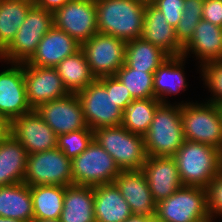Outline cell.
Returning <instances> with one entry per match:
<instances>
[{
  "instance_id": "11",
  "label": "cell",
  "mask_w": 222,
  "mask_h": 222,
  "mask_svg": "<svg viewBox=\"0 0 222 222\" xmlns=\"http://www.w3.org/2000/svg\"><path fill=\"white\" fill-rule=\"evenodd\" d=\"M127 42L119 38L96 33L81 44L91 73L96 79L115 76L125 63Z\"/></svg>"
},
{
  "instance_id": "39",
  "label": "cell",
  "mask_w": 222,
  "mask_h": 222,
  "mask_svg": "<svg viewBox=\"0 0 222 222\" xmlns=\"http://www.w3.org/2000/svg\"><path fill=\"white\" fill-rule=\"evenodd\" d=\"M112 97L123 111L134 100L130 91L116 76H112Z\"/></svg>"
},
{
  "instance_id": "26",
  "label": "cell",
  "mask_w": 222,
  "mask_h": 222,
  "mask_svg": "<svg viewBox=\"0 0 222 222\" xmlns=\"http://www.w3.org/2000/svg\"><path fill=\"white\" fill-rule=\"evenodd\" d=\"M0 216L25 222L34 220L29 185L22 182L0 187Z\"/></svg>"
},
{
  "instance_id": "42",
  "label": "cell",
  "mask_w": 222,
  "mask_h": 222,
  "mask_svg": "<svg viewBox=\"0 0 222 222\" xmlns=\"http://www.w3.org/2000/svg\"><path fill=\"white\" fill-rule=\"evenodd\" d=\"M10 133V122L0 113V140Z\"/></svg>"
},
{
  "instance_id": "45",
  "label": "cell",
  "mask_w": 222,
  "mask_h": 222,
  "mask_svg": "<svg viewBox=\"0 0 222 222\" xmlns=\"http://www.w3.org/2000/svg\"><path fill=\"white\" fill-rule=\"evenodd\" d=\"M0 222H25L18 219L4 218L0 216Z\"/></svg>"
},
{
  "instance_id": "27",
  "label": "cell",
  "mask_w": 222,
  "mask_h": 222,
  "mask_svg": "<svg viewBox=\"0 0 222 222\" xmlns=\"http://www.w3.org/2000/svg\"><path fill=\"white\" fill-rule=\"evenodd\" d=\"M55 69L70 94L84 90L88 84L96 80L81 49L63 59Z\"/></svg>"
},
{
  "instance_id": "19",
  "label": "cell",
  "mask_w": 222,
  "mask_h": 222,
  "mask_svg": "<svg viewBox=\"0 0 222 222\" xmlns=\"http://www.w3.org/2000/svg\"><path fill=\"white\" fill-rule=\"evenodd\" d=\"M81 45L63 30L53 26L39 42L36 52L26 63L43 68H55L63 59L75 54Z\"/></svg>"
},
{
  "instance_id": "34",
  "label": "cell",
  "mask_w": 222,
  "mask_h": 222,
  "mask_svg": "<svg viewBox=\"0 0 222 222\" xmlns=\"http://www.w3.org/2000/svg\"><path fill=\"white\" fill-rule=\"evenodd\" d=\"M198 69L205 88L212 94L206 102L222 106V60L205 63Z\"/></svg>"
},
{
  "instance_id": "4",
  "label": "cell",
  "mask_w": 222,
  "mask_h": 222,
  "mask_svg": "<svg viewBox=\"0 0 222 222\" xmlns=\"http://www.w3.org/2000/svg\"><path fill=\"white\" fill-rule=\"evenodd\" d=\"M76 95L91 130L122 124L123 110L118 107L112 97V76L96 79Z\"/></svg>"
},
{
  "instance_id": "35",
  "label": "cell",
  "mask_w": 222,
  "mask_h": 222,
  "mask_svg": "<svg viewBox=\"0 0 222 222\" xmlns=\"http://www.w3.org/2000/svg\"><path fill=\"white\" fill-rule=\"evenodd\" d=\"M207 208L211 221L222 218V169L206 187Z\"/></svg>"
},
{
  "instance_id": "3",
  "label": "cell",
  "mask_w": 222,
  "mask_h": 222,
  "mask_svg": "<svg viewBox=\"0 0 222 222\" xmlns=\"http://www.w3.org/2000/svg\"><path fill=\"white\" fill-rule=\"evenodd\" d=\"M143 137L148 156L172 157L185 141L181 104L161 103Z\"/></svg>"
},
{
  "instance_id": "32",
  "label": "cell",
  "mask_w": 222,
  "mask_h": 222,
  "mask_svg": "<svg viewBox=\"0 0 222 222\" xmlns=\"http://www.w3.org/2000/svg\"><path fill=\"white\" fill-rule=\"evenodd\" d=\"M115 76L126 86L134 99L154 98V73L132 69L124 63Z\"/></svg>"
},
{
  "instance_id": "33",
  "label": "cell",
  "mask_w": 222,
  "mask_h": 222,
  "mask_svg": "<svg viewBox=\"0 0 222 222\" xmlns=\"http://www.w3.org/2000/svg\"><path fill=\"white\" fill-rule=\"evenodd\" d=\"M94 139V131L90 128L59 134L57 148L71 160L85 151Z\"/></svg>"
},
{
  "instance_id": "31",
  "label": "cell",
  "mask_w": 222,
  "mask_h": 222,
  "mask_svg": "<svg viewBox=\"0 0 222 222\" xmlns=\"http://www.w3.org/2000/svg\"><path fill=\"white\" fill-rule=\"evenodd\" d=\"M160 104L157 98L134 99L123 111L121 125L134 134L144 136Z\"/></svg>"
},
{
  "instance_id": "14",
  "label": "cell",
  "mask_w": 222,
  "mask_h": 222,
  "mask_svg": "<svg viewBox=\"0 0 222 222\" xmlns=\"http://www.w3.org/2000/svg\"><path fill=\"white\" fill-rule=\"evenodd\" d=\"M35 110L57 136L89 128L76 94L43 103Z\"/></svg>"
},
{
  "instance_id": "25",
  "label": "cell",
  "mask_w": 222,
  "mask_h": 222,
  "mask_svg": "<svg viewBox=\"0 0 222 222\" xmlns=\"http://www.w3.org/2000/svg\"><path fill=\"white\" fill-rule=\"evenodd\" d=\"M61 222H95L94 187L69 185L65 187Z\"/></svg>"
},
{
  "instance_id": "28",
  "label": "cell",
  "mask_w": 222,
  "mask_h": 222,
  "mask_svg": "<svg viewBox=\"0 0 222 222\" xmlns=\"http://www.w3.org/2000/svg\"><path fill=\"white\" fill-rule=\"evenodd\" d=\"M33 0H0V54L11 44Z\"/></svg>"
},
{
  "instance_id": "44",
  "label": "cell",
  "mask_w": 222,
  "mask_h": 222,
  "mask_svg": "<svg viewBox=\"0 0 222 222\" xmlns=\"http://www.w3.org/2000/svg\"><path fill=\"white\" fill-rule=\"evenodd\" d=\"M32 222H61L60 219H34Z\"/></svg>"
},
{
  "instance_id": "29",
  "label": "cell",
  "mask_w": 222,
  "mask_h": 222,
  "mask_svg": "<svg viewBox=\"0 0 222 222\" xmlns=\"http://www.w3.org/2000/svg\"><path fill=\"white\" fill-rule=\"evenodd\" d=\"M168 58L164 51L141 37L127 41L125 64L132 69L155 73Z\"/></svg>"
},
{
  "instance_id": "6",
  "label": "cell",
  "mask_w": 222,
  "mask_h": 222,
  "mask_svg": "<svg viewBox=\"0 0 222 222\" xmlns=\"http://www.w3.org/2000/svg\"><path fill=\"white\" fill-rule=\"evenodd\" d=\"M54 26L53 13L32 5L14 40L0 54V62L27 63L43 36Z\"/></svg>"
},
{
  "instance_id": "12",
  "label": "cell",
  "mask_w": 222,
  "mask_h": 222,
  "mask_svg": "<svg viewBox=\"0 0 222 222\" xmlns=\"http://www.w3.org/2000/svg\"><path fill=\"white\" fill-rule=\"evenodd\" d=\"M96 18L95 0H70L53 13L54 26L80 45L98 33Z\"/></svg>"
},
{
  "instance_id": "43",
  "label": "cell",
  "mask_w": 222,
  "mask_h": 222,
  "mask_svg": "<svg viewBox=\"0 0 222 222\" xmlns=\"http://www.w3.org/2000/svg\"><path fill=\"white\" fill-rule=\"evenodd\" d=\"M124 222H157L155 217L131 215Z\"/></svg>"
},
{
  "instance_id": "37",
  "label": "cell",
  "mask_w": 222,
  "mask_h": 222,
  "mask_svg": "<svg viewBox=\"0 0 222 222\" xmlns=\"http://www.w3.org/2000/svg\"><path fill=\"white\" fill-rule=\"evenodd\" d=\"M185 0H156L153 5L165 16L167 22L176 28L183 14Z\"/></svg>"
},
{
  "instance_id": "18",
  "label": "cell",
  "mask_w": 222,
  "mask_h": 222,
  "mask_svg": "<svg viewBox=\"0 0 222 222\" xmlns=\"http://www.w3.org/2000/svg\"><path fill=\"white\" fill-rule=\"evenodd\" d=\"M114 183L123 198L129 204L133 215L155 217L156 205L144 172L140 170H122Z\"/></svg>"
},
{
  "instance_id": "5",
  "label": "cell",
  "mask_w": 222,
  "mask_h": 222,
  "mask_svg": "<svg viewBox=\"0 0 222 222\" xmlns=\"http://www.w3.org/2000/svg\"><path fill=\"white\" fill-rule=\"evenodd\" d=\"M181 119L185 140L211 145L222 151V115L220 107L206 101H181Z\"/></svg>"
},
{
  "instance_id": "2",
  "label": "cell",
  "mask_w": 222,
  "mask_h": 222,
  "mask_svg": "<svg viewBox=\"0 0 222 222\" xmlns=\"http://www.w3.org/2000/svg\"><path fill=\"white\" fill-rule=\"evenodd\" d=\"M172 157L184 186L206 188L222 169V151L208 144L185 140Z\"/></svg>"
},
{
  "instance_id": "7",
  "label": "cell",
  "mask_w": 222,
  "mask_h": 222,
  "mask_svg": "<svg viewBox=\"0 0 222 222\" xmlns=\"http://www.w3.org/2000/svg\"><path fill=\"white\" fill-rule=\"evenodd\" d=\"M94 139L113 157L121 170H140L147 160L144 137L122 125L99 128L94 131Z\"/></svg>"
},
{
  "instance_id": "41",
  "label": "cell",
  "mask_w": 222,
  "mask_h": 222,
  "mask_svg": "<svg viewBox=\"0 0 222 222\" xmlns=\"http://www.w3.org/2000/svg\"><path fill=\"white\" fill-rule=\"evenodd\" d=\"M204 0H185L183 13L186 15H202Z\"/></svg>"
},
{
  "instance_id": "30",
  "label": "cell",
  "mask_w": 222,
  "mask_h": 222,
  "mask_svg": "<svg viewBox=\"0 0 222 222\" xmlns=\"http://www.w3.org/2000/svg\"><path fill=\"white\" fill-rule=\"evenodd\" d=\"M34 219H60L63 210L65 186H30Z\"/></svg>"
},
{
  "instance_id": "15",
  "label": "cell",
  "mask_w": 222,
  "mask_h": 222,
  "mask_svg": "<svg viewBox=\"0 0 222 222\" xmlns=\"http://www.w3.org/2000/svg\"><path fill=\"white\" fill-rule=\"evenodd\" d=\"M10 133L22 144L28 155L57 148L58 136L35 109L13 120Z\"/></svg>"
},
{
  "instance_id": "38",
  "label": "cell",
  "mask_w": 222,
  "mask_h": 222,
  "mask_svg": "<svg viewBox=\"0 0 222 222\" xmlns=\"http://www.w3.org/2000/svg\"><path fill=\"white\" fill-rule=\"evenodd\" d=\"M202 19L222 27V0H204Z\"/></svg>"
},
{
  "instance_id": "40",
  "label": "cell",
  "mask_w": 222,
  "mask_h": 222,
  "mask_svg": "<svg viewBox=\"0 0 222 222\" xmlns=\"http://www.w3.org/2000/svg\"><path fill=\"white\" fill-rule=\"evenodd\" d=\"M70 0H33L34 5L43 8L46 11L54 13L63 7Z\"/></svg>"
},
{
  "instance_id": "9",
  "label": "cell",
  "mask_w": 222,
  "mask_h": 222,
  "mask_svg": "<svg viewBox=\"0 0 222 222\" xmlns=\"http://www.w3.org/2000/svg\"><path fill=\"white\" fill-rule=\"evenodd\" d=\"M71 168L73 184L83 186L113 183L122 171L95 139L85 151L71 160Z\"/></svg>"
},
{
  "instance_id": "16",
  "label": "cell",
  "mask_w": 222,
  "mask_h": 222,
  "mask_svg": "<svg viewBox=\"0 0 222 222\" xmlns=\"http://www.w3.org/2000/svg\"><path fill=\"white\" fill-rule=\"evenodd\" d=\"M24 82L27 99L32 109L70 94L55 68L24 63Z\"/></svg>"
},
{
  "instance_id": "21",
  "label": "cell",
  "mask_w": 222,
  "mask_h": 222,
  "mask_svg": "<svg viewBox=\"0 0 222 222\" xmlns=\"http://www.w3.org/2000/svg\"><path fill=\"white\" fill-rule=\"evenodd\" d=\"M141 38L160 48L169 57L181 56L183 53V47L175 36V28L153 4L145 7Z\"/></svg>"
},
{
  "instance_id": "36",
  "label": "cell",
  "mask_w": 222,
  "mask_h": 222,
  "mask_svg": "<svg viewBox=\"0 0 222 222\" xmlns=\"http://www.w3.org/2000/svg\"><path fill=\"white\" fill-rule=\"evenodd\" d=\"M200 20H202V15L182 14L179 23L175 28L176 39L182 47L192 39L193 33Z\"/></svg>"
},
{
  "instance_id": "8",
  "label": "cell",
  "mask_w": 222,
  "mask_h": 222,
  "mask_svg": "<svg viewBox=\"0 0 222 222\" xmlns=\"http://www.w3.org/2000/svg\"><path fill=\"white\" fill-rule=\"evenodd\" d=\"M157 222H209L207 190L199 186H182L156 205Z\"/></svg>"
},
{
  "instance_id": "22",
  "label": "cell",
  "mask_w": 222,
  "mask_h": 222,
  "mask_svg": "<svg viewBox=\"0 0 222 222\" xmlns=\"http://www.w3.org/2000/svg\"><path fill=\"white\" fill-rule=\"evenodd\" d=\"M181 56L169 57L155 71L153 76L154 98L161 103H170L168 96L181 94L188 88L186 82L185 61ZM181 92V93H180Z\"/></svg>"
},
{
  "instance_id": "23",
  "label": "cell",
  "mask_w": 222,
  "mask_h": 222,
  "mask_svg": "<svg viewBox=\"0 0 222 222\" xmlns=\"http://www.w3.org/2000/svg\"><path fill=\"white\" fill-rule=\"evenodd\" d=\"M93 187L95 222H124L132 215L114 182Z\"/></svg>"
},
{
  "instance_id": "20",
  "label": "cell",
  "mask_w": 222,
  "mask_h": 222,
  "mask_svg": "<svg viewBox=\"0 0 222 222\" xmlns=\"http://www.w3.org/2000/svg\"><path fill=\"white\" fill-rule=\"evenodd\" d=\"M196 56L198 68L205 63L222 60V27L200 20L192 39L183 47L182 56Z\"/></svg>"
},
{
  "instance_id": "1",
  "label": "cell",
  "mask_w": 222,
  "mask_h": 222,
  "mask_svg": "<svg viewBox=\"0 0 222 222\" xmlns=\"http://www.w3.org/2000/svg\"><path fill=\"white\" fill-rule=\"evenodd\" d=\"M98 33L130 41L140 38L146 5L137 0H95Z\"/></svg>"
},
{
  "instance_id": "24",
  "label": "cell",
  "mask_w": 222,
  "mask_h": 222,
  "mask_svg": "<svg viewBox=\"0 0 222 222\" xmlns=\"http://www.w3.org/2000/svg\"><path fill=\"white\" fill-rule=\"evenodd\" d=\"M27 157L26 149L11 133L0 140V187L23 182Z\"/></svg>"
},
{
  "instance_id": "13",
  "label": "cell",
  "mask_w": 222,
  "mask_h": 222,
  "mask_svg": "<svg viewBox=\"0 0 222 222\" xmlns=\"http://www.w3.org/2000/svg\"><path fill=\"white\" fill-rule=\"evenodd\" d=\"M9 64L0 71V113L11 123L33 109L25 89L24 63Z\"/></svg>"
},
{
  "instance_id": "17",
  "label": "cell",
  "mask_w": 222,
  "mask_h": 222,
  "mask_svg": "<svg viewBox=\"0 0 222 222\" xmlns=\"http://www.w3.org/2000/svg\"><path fill=\"white\" fill-rule=\"evenodd\" d=\"M156 203L165 200L183 185L176 161L170 156H148L142 169Z\"/></svg>"
},
{
  "instance_id": "10",
  "label": "cell",
  "mask_w": 222,
  "mask_h": 222,
  "mask_svg": "<svg viewBox=\"0 0 222 222\" xmlns=\"http://www.w3.org/2000/svg\"><path fill=\"white\" fill-rule=\"evenodd\" d=\"M23 182L29 186L73 185L71 159L58 148L29 154Z\"/></svg>"
},
{
  "instance_id": "46",
  "label": "cell",
  "mask_w": 222,
  "mask_h": 222,
  "mask_svg": "<svg viewBox=\"0 0 222 222\" xmlns=\"http://www.w3.org/2000/svg\"><path fill=\"white\" fill-rule=\"evenodd\" d=\"M145 5L147 4H153L156 0H137Z\"/></svg>"
}]
</instances>
